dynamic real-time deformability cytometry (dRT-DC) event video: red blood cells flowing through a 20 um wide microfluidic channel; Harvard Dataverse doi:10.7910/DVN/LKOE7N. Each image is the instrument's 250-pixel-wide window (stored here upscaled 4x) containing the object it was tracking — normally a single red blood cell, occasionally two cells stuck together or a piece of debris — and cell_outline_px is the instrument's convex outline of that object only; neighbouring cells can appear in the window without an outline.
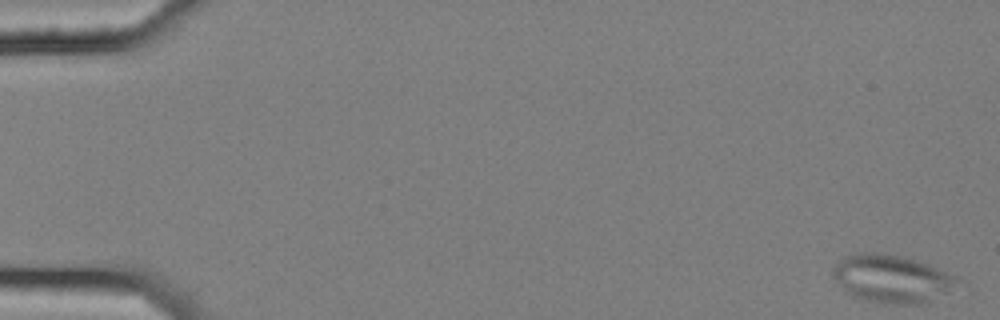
{"species": "common noctule bat (a hibernating species)", "species_latin": "Nyctalus noctula", "temperature_condition": "cold", "stored_images_in_passage": 6, "camera_frame_rate_fps": 3000, "um_per_image_px": 0.085, "animal": {"sex": "female", "body_mass_g": 25.1}, "frame": {"image": 1, "passage_image": 1, "time_ms": 0.0, "image_size_px": [1000, 320], "cell_outline_px": [[960, 280], [948, 292], [928, 304], [896, 304], [868, 300], [856, 296], [848, 292], [832, 276], [832, 268], [844, 256], [860, 252], [876, 252], [900, 256], [916, 260], [928, 264], [956, 276]], "centroid_in_image_um": [75.82, 23.68], "position_along_channel_um": 9.2, "area_um2": 34.45}}
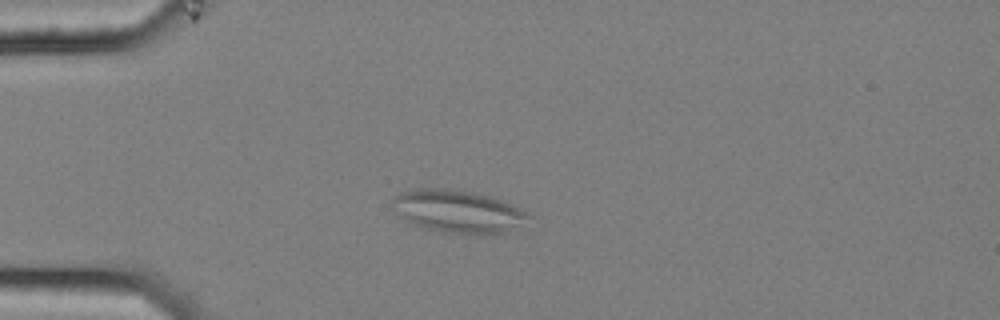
{"frame": {"image": 2, "passage_image": 5, "time_ms": 1.333, "image_size_px": [1000, 320], "cell_outline_px": [[532, 216], [508, 232], [476, 236], [444, 232], [428, 228], [404, 220], [388, 204], [400, 192], [416, 188], [448, 188], [472, 192], [492, 196], [504, 200], [528, 212]], "centroid_in_image_um": [38.93, 17.96], "position_along_channel_um": 46.1, "area_um2": 34.33}}